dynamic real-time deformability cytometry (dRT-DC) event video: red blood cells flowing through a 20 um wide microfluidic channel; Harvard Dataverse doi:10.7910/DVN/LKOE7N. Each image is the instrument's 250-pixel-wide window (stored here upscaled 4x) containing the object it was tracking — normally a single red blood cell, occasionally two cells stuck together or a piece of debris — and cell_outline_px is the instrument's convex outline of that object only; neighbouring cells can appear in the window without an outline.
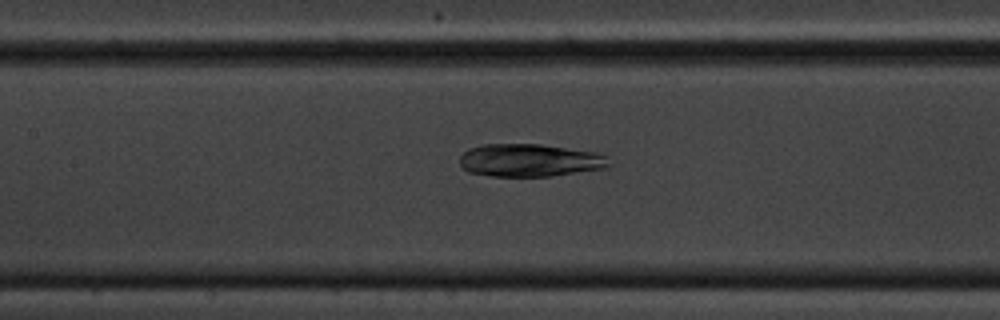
{"species": "common noctule bat (a hibernating species)", "species_latin": "Nyctalus noctula", "temperature_condition": "cold", "stored_images_in_passage": 54, "camera_frame_rate_fps": 3000, "um_per_image_px": 0.085, "animal": {"sex": "male", "body_mass_g": 20.1, "forearm_length_mm": 53.5}, "frame": {"image": 1, "passage_image": 23, "time_ms": 7.333, "image_size_px": [1000, 320], "cell_outline_px": [[608, 164], [604, 168], [552, 176], [492, 176], [468, 172], [460, 164], [460, 156], [468, 148], [484, 144], [540, 144], [596, 152], [608, 156]], "centroid_in_image_um": [45.0, 13.62], "position_along_channel_um": 162.4, "area_um2": 28.44}}
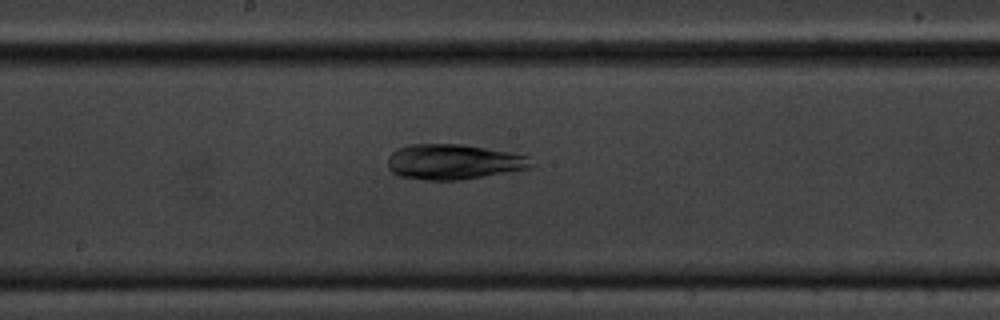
{"frame": {"image": 2, "passage_image": 27, "time_ms": 8.667, "image_size_px": [1000, 320], "cell_outline_px": [[536, 164], [532, 168], [460, 180], [424, 180], [400, 176], [392, 172], [388, 168], [388, 156], [396, 148], [408, 144], [464, 144], [512, 152], [528, 156]], "centroid_in_image_um": [38.57, 13.75], "position_along_channel_um": 209.6, "area_um2": 29.88}}
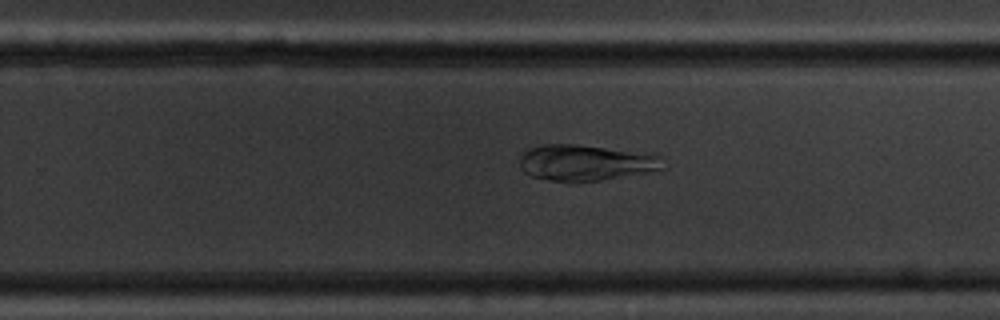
{"frame": {"image": 3, "passage_image": 33, "time_ms": 10.667, "image_size_px": [1000, 320], "cell_outline_px": [[664, 168], [600, 180], [552, 180], [532, 176], [524, 172], [520, 168], [520, 156], [528, 148], [544, 144], [576, 144], [652, 152], [660, 156]], "centroid_in_image_um": [49.79, 13.78], "position_along_channel_um": 280.0, "area_um2": 29.77}}